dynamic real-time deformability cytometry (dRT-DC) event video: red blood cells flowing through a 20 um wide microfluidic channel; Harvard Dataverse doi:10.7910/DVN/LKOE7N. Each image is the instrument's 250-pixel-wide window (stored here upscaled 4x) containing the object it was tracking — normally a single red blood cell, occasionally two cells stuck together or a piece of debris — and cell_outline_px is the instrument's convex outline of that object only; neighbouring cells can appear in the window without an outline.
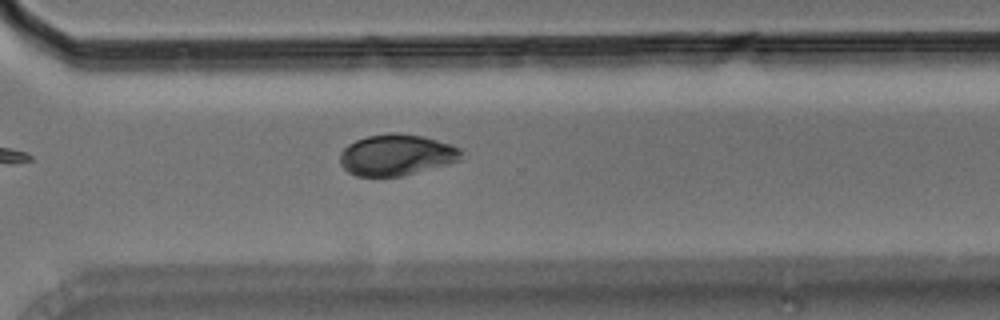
{"species": "Egyptian fruit bat (a non-hibernating species)", "species_latin": "Rousettus aegyptiacus", "temperature_condition": "room temperature", "stored_images_in_passage": 10, "camera_frame_rate_fps": 3000, "um_per_image_px": 0.085, "animal": {"sex": "male"}, "frame": {"image": 1, "passage_image": 10, "time_ms": 3.0, "image_size_px": [1000, 320], "cell_outline_px": [[460, 160], [404, 176], [356, 176], [348, 172], [340, 164], [340, 152], [348, 144], [356, 140], [368, 136], [392, 132], [396, 132], [424, 136], [452, 144], [460, 148]], "centroid_in_image_um": [33.68, 13.16], "position_along_channel_um": 336.9, "area_um2": 29.13}}